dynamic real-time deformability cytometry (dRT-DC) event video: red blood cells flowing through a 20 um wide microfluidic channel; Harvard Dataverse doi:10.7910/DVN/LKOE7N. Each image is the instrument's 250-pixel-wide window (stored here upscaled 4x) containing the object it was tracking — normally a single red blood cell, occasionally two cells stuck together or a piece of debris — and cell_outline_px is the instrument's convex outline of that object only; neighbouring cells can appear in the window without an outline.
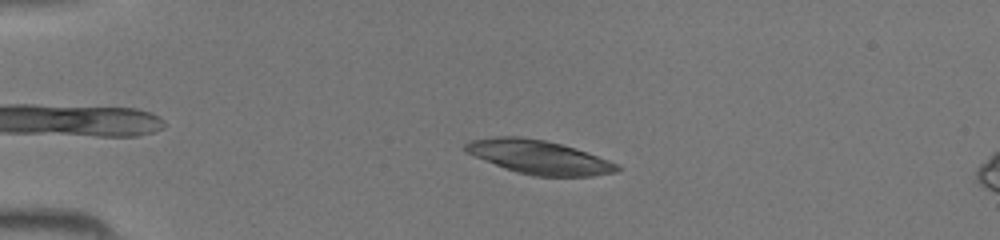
{"species": "common noctule bat (a hibernating species)", "species_latin": "Nyctalus noctula", "temperature_condition": "room temperature", "stored_images_in_passage": 14, "camera_frame_rate_fps": 3000, "um_per_image_px": 0.085, "animal": {"sex": "female", "body_mass_g": 19.5, "forearm_length_mm": 54.1}, "frame": {"image": 1, "passage_image": 10, "time_ms": 3.0, "image_size_px": [1000, 240], "cell_outline_px": [[624, 168], [616, 172], [592, 176], [532, 176], [516, 172], [504, 168], [472, 156], [464, 152], [464, 144], [472, 140], [496, 136], [520, 136], [544, 140], [560, 144], [620, 164]], "centroid_in_image_um": [45.77, 13.36], "position_along_channel_um": 39.2, "area_um2": 29.88}}